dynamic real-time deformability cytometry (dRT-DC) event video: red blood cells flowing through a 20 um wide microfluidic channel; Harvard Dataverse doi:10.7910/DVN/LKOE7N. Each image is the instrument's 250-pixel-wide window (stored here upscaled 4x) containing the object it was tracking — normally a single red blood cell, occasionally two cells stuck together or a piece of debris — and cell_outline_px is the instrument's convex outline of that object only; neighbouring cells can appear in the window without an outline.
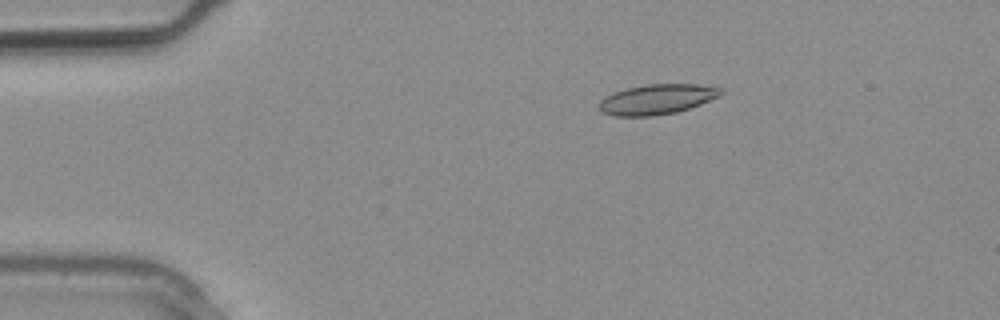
{"species": "common noctule bat (a hibernating species)", "species_latin": "Nyctalus noctula", "temperature_condition": "warm", "stored_images_in_passage": 2, "camera_frame_rate_fps": 3000, "um_per_image_px": 0.085, "animal": {"sex": "male", "body_mass_g": 20.4}, "frame": {"image": 1, "passage_image": 2, "time_ms": 0.333, "image_size_px": [1000, 320], "cell_outline_px": [[724, 92], [720, 96], [700, 104], [676, 112], [652, 116], [616, 116], [604, 112], [596, 104], [604, 96], [612, 92], [628, 88], [648, 84], [700, 84], [720, 88]], "centroid_in_image_um": [55.83, 8.43], "position_along_channel_um": 29.2, "area_um2": 21.33}}